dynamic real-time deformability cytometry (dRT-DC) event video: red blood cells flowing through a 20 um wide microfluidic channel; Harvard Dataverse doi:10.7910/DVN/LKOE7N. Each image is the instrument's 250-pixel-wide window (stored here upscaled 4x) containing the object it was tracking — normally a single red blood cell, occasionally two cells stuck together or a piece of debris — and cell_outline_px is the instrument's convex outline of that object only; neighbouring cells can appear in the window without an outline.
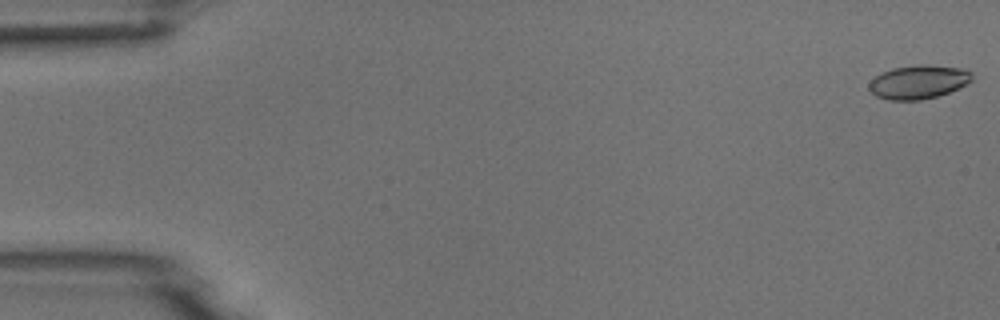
{"species": "common noctule bat (a hibernating species)", "species_latin": "Nyctalus noctula", "temperature_condition": "room temperature", "stored_images_in_passage": 54, "camera_frame_rate_fps": 3000, "um_per_image_px": 0.085, "animal": {"sex": "male", "body_mass_g": 18.8}, "frame": {"image": 1, "passage_image": 1, "time_ms": 0.0, "image_size_px": [1000, 320], "cell_outline_px": [[972, 80], [968, 84], [948, 92], [936, 96], [920, 100], [888, 100], [876, 96], [868, 88], [868, 84], [880, 72], [892, 68], [916, 64], [928, 64], [964, 68], [972, 72]], "centroid_in_image_um": [78.07, 6.95], "position_along_channel_um": 6.9, "area_um2": 20.46}}
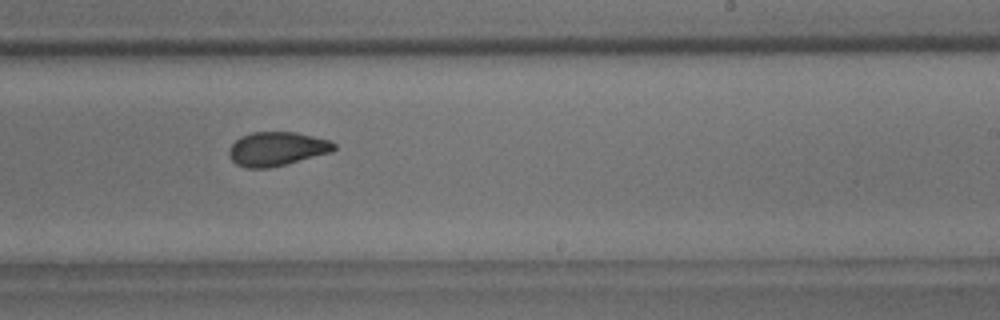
{"frame": {"image": 2, "passage_image": 33, "time_ms": 10.667, "image_size_px": [1000, 320], "cell_outline_px": [[336, 148], [332, 152], [268, 168], [244, 168], [236, 164], [228, 156], [228, 148], [240, 136], [252, 132], [296, 132], [332, 140], [336, 144]], "centroid_in_image_um": [23.52, 12.64], "position_along_channel_um": 265.5, "area_um2": 20.92}}
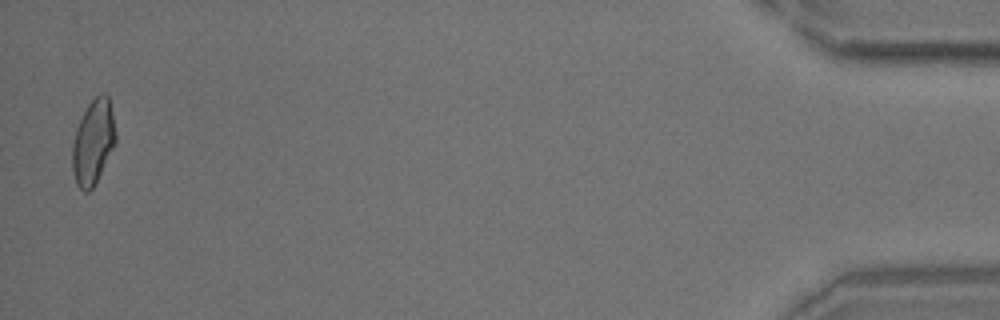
{"frame": {"image": 3, "passage_image": 53, "time_ms": 17.333, "image_size_px": [1000, 320], "cell_outline_px": [[116, 144], [92, 188], [88, 192], [84, 192], [76, 184], [72, 168], [72, 144], [76, 128], [88, 104], [100, 92], [104, 92], [108, 96], [112, 112], [116, 132]], "centroid_in_image_um": [7.92, 12.06], "position_along_channel_um": 427.3, "area_um2": 21.39}}